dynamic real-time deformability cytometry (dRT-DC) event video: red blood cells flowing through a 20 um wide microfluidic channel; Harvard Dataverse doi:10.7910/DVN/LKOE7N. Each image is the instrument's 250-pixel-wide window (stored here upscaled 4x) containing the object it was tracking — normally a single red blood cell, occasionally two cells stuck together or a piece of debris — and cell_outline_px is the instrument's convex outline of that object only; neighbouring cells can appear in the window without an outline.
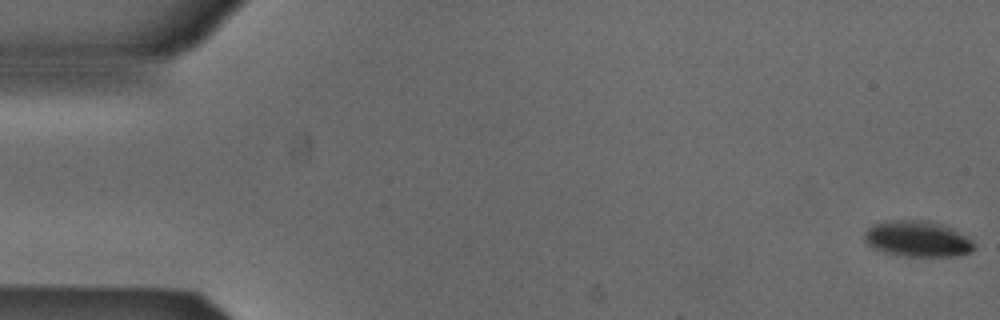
{"species": "Egyptian fruit bat (a non-hibernating species)", "species_latin": "Rousettus aegyptiacus", "temperature_condition": "cold", "stored_images_in_passage": 53, "camera_frame_rate_fps": 3000, "um_per_image_px": 0.085, "animal": {"sex": "male"}, "frame": {"image": 1, "passage_image": 1, "time_ms": 0.0, "image_size_px": [1000, 320], "cell_outline_px": [[972, 252], [960, 256], [896, 256], [872, 248], [864, 240], [864, 232], [872, 224], [888, 220], [924, 220], [948, 228], [964, 236], [972, 244]], "centroid_in_image_um": [77.87, 20.32], "position_along_channel_um": 7.1, "area_um2": 22.6}}
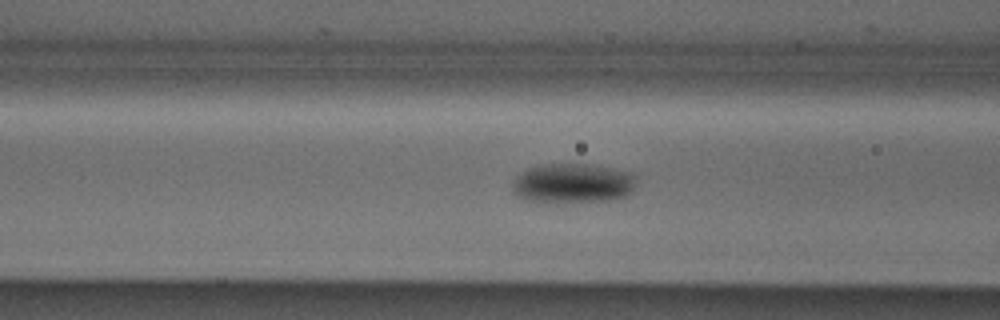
{"frame": {"image": 2, "passage_image": 21, "time_ms": 6.667, "image_size_px": [1000, 320], "cell_outline_px": [[636, 176], [632, 192], [624, 196], [608, 200], [524, 200], [516, 196], [512, 192], [512, 184], [516, 176], [520, 172], [528, 168], [540, 164], [588, 164], [632, 172]], "centroid_in_image_um": [48.66, 15.54], "position_along_channel_um": 117.9, "area_um2": 28.09}}
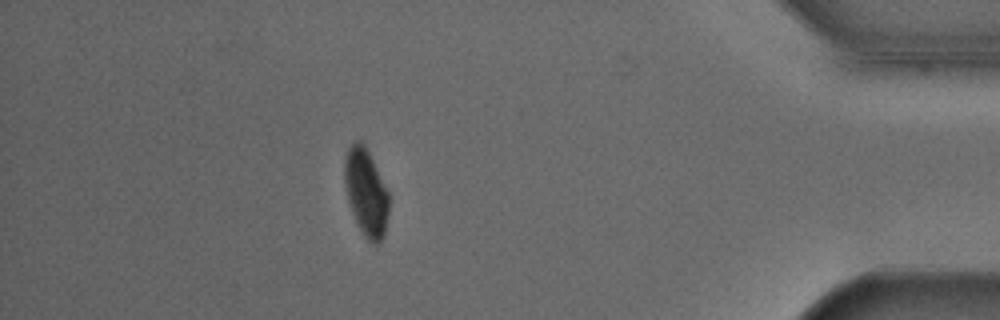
{"frame": {"image": 3, "passage_image": 47, "time_ms": 15.333, "image_size_px": [1000, 320], "cell_outline_px": [[388, 216], [384, 236], [380, 244], [372, 244], [364, 236], [356, 224], [348, 200], [344, 184], [344, 160], [348, 148], [356, 140], [360, 140], [364, 144], [388, 192]], "centroid_in_image_um": [31.1, 16.4], "position_along_channel_um": 404.1, "area_um2": 22.48}, "authors_computed_cell_mechanics": {"area_um2": 24.565, "velocity_mm_per_s": 3.8657, "shape_relaxation_time_tau1_ms": 3.0712, "shape_relaxation_time_tau2_ms": null, "deformation_change_tau1": 0.0746, "deformation_change_tau2": null}}